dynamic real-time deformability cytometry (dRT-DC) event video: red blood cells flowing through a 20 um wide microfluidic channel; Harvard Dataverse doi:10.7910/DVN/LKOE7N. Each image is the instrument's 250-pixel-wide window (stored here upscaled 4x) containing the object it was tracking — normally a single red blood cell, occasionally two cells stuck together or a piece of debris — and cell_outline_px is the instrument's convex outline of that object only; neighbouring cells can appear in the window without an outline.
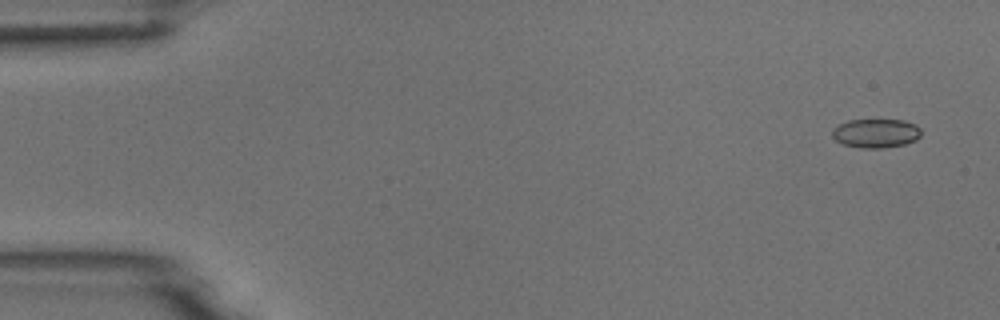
{"species": "common noctule bat (a hibernating species)", "species_latin": "Nyctalus noctula", "temperature_condition": "room temperature", "stored_images_in_passage": 14, "camera_frame_rate_fps": 3000, "um_per_image_px": 0.085, "animal": {"sex": "male", "body_mass_g": 18.8}, "frame": {"image": 1, "passage_image": 1, "time_ms": 0.0, "image_size_px": [1000, 320], "cell_outline_px": [[920, 136], [916, 140], [904, 144], [884, 148], [860, 148], [844, 144], [836, 140], [832, 136], [832, 128], [848, 120], [904, 120], [916, 124], [920, 128]], "centroid_in_image_um": [74.45, 11.32], "position_along_channel_um": 10.5, "area_um2": 15.03}}
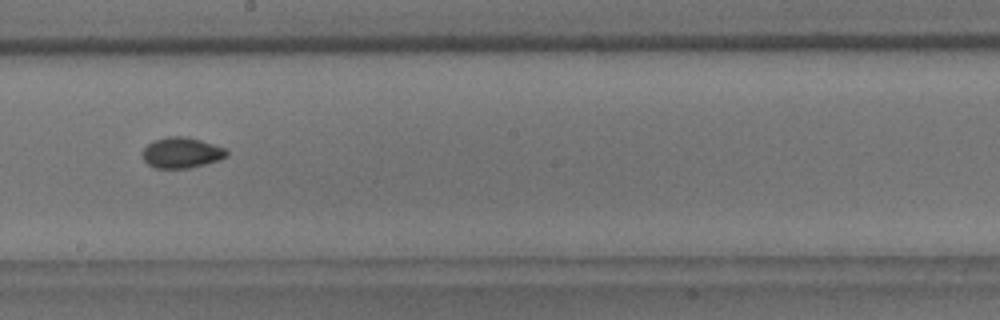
{"frame": {"image": 2, "passage_image": 8, "time_ms": 9.0, "image_size_px": [1000, 320], "cell_outline_px": [[228, 156], [220, 160], [188, 168], [156, 168], [148, 164], [144, 160], [144, 148], [148, 144], [156, 140], [168, 136], [184, 136], [200, 140], [224, 148], [228, 152]], "centroid_in_image_um": [15.46, 12.98], "position_along_channel_um": 232.7, "area_um2": 14.8}}
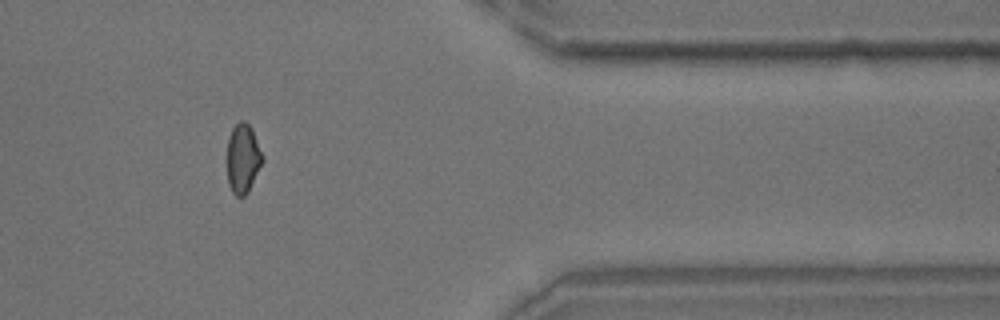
{"frame": {"image": 3, "passage_image": 12, "time_ms": 13.667, "image_size_px": [1000, 320], "cell_outline_px": [[264, 160], [248, 192], [244, 196], [236, 196], [232, 192], [228, 184], [228, 136], [232, 128], [240, 120], [244, 120], [252, 128], [264, 156]], "centroid_in_image_um": [20.67, 13.45], "position_along_channel_um": 390.7, "area_um2": 14.39}}